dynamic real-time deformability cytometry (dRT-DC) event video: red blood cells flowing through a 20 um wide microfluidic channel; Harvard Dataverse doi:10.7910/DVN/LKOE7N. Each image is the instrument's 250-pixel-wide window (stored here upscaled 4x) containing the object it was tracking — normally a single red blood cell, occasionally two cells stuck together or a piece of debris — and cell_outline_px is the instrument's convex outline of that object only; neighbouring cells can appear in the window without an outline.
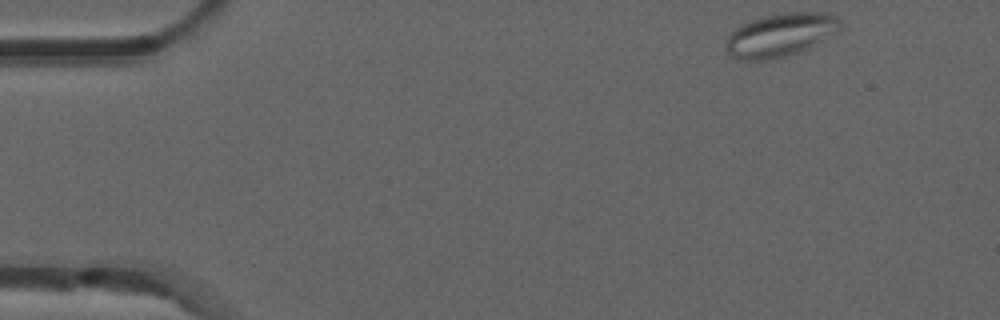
{"species": "common noctule bat (a hibernating species)", "species_latin": "Nyctalus noctula", "temperature_condition": "room temperature", "stored_images_in_passage": 4, "camera_frame_rate_fps": 3000, "um_per_image_px": 0.085, "animal": {"sex": "male", "forearm_length_mm": 52.5}, "frame": {"image": 1, "passage_image": 1, "time_ms": 0.0, "image_size_px": [1000, 320], "cell_outline_px": [[840, 28], [836, 32], [816, 44], [800, 52], [784, 56], [764, 60], [740, 60], [732, 56], [724, 48], [724, 44], [728, 36], [740, 24], [764, 16], [784, 12], [824, 12], [836, 16], [840, 20]], "centroid_in_image_um": [66.31, 2.96], "position_along_channel_um": 18.7, "area_um2": 28.84}}
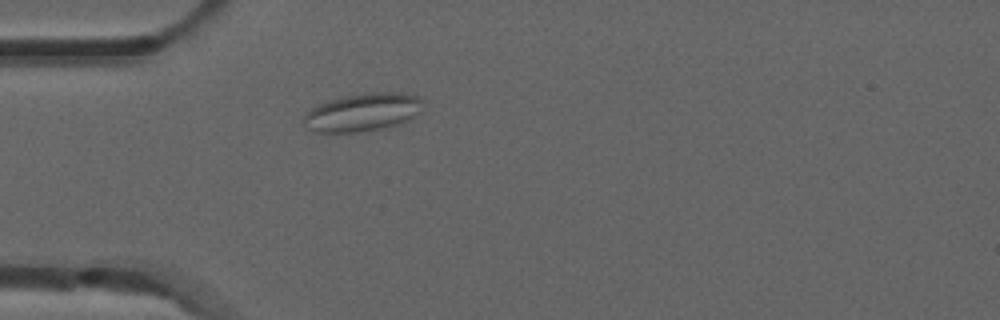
{"frame": {"image": 2, "passage_image": 4, "time_ms": 1.0, "image_size_px": [1000, 320], "cell_outline_px": [[424, 112], [408, 120], [396, 124], [380, 128], [356, 132], [316, 132], [308, 128], [304, 124], [304, 116], [312, 108], [328, 100], [344, 96], [372, 92], [400, 92], [416, 96], [424, 100]], "centroid_in_image_um": [30.9, 9.53], "position_along_channel_um": 54.1, "area_um2": 26.41}}